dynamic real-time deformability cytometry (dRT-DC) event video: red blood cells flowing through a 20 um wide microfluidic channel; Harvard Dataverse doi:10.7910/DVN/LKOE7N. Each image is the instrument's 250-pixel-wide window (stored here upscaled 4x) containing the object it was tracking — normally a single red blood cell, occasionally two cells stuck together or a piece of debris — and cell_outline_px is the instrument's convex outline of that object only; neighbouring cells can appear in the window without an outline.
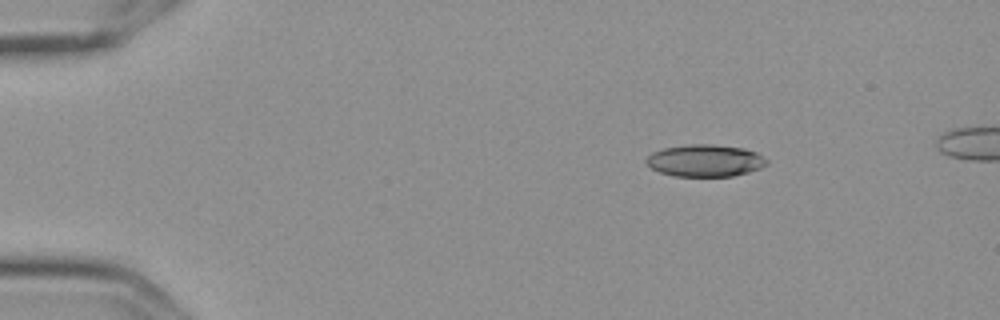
{"species": "Egyptian fruit bat (a non-hibernating species)", "species_latin": "Rousettus aegyptiacus", "temperature_condition": "cold", "stored_images_in_passage": 5, "camera_frame_rate_fps": 3000, "um_per_image_px": 0.085, "frame": {"image": 1, "passage_image": 2, "time_ms": 0.333, "image_size_px": [1000, 320], "cell_outline_px": [[768, 164], [760, 168], [748, 172], [732, 176], [672, 176], [660, 172], [652, 168], [644, 160], [652, 152], [664, 148], [688, 144], [712, 144], [744, 148], [756, 152], [768, 160]], "centroid_in_image_um": [59.94, 13.65], "position_along_channel_um": 25.1, "area_um2": 22.54}}